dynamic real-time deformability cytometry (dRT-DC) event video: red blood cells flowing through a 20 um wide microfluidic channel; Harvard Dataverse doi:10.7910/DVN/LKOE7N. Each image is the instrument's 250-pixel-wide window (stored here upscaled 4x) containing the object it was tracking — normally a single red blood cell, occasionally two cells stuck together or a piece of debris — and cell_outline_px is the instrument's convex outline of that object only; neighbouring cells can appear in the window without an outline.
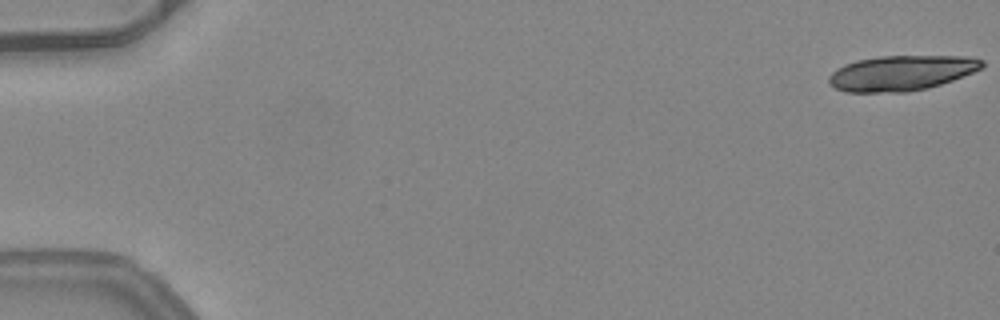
{"species": "common noctule bat (a hibernating species)", "species_latin": "Nyctalus noctula", "temperature_condition": "warm", "stored_images_in_passage": 12, "camera_frame_rate_fps": 3000, "um_per_image_px": 0.085, "animal": {"sex": "female", "body_mass_g": 24.6, "forearm_length_mm": 56.2}, "frame": {"image": 1, "passage_image": 1, "time_ms": 0.0, "image_size_px": [1000, 320], "cell_outline_px": [[984, 64], [980, 68], [972, 72], [952, 80], [928, 88], [908, 92], [844, 92], [828, 84], [828, 76], [836, 68], [844, 64], [856, 60], [880, 56], [964, 56], [984, 60]], "centroid_in_image_um": [76.56, 6.21], "position_along_channel_um": 8.4, "area_um2": 31.44}}